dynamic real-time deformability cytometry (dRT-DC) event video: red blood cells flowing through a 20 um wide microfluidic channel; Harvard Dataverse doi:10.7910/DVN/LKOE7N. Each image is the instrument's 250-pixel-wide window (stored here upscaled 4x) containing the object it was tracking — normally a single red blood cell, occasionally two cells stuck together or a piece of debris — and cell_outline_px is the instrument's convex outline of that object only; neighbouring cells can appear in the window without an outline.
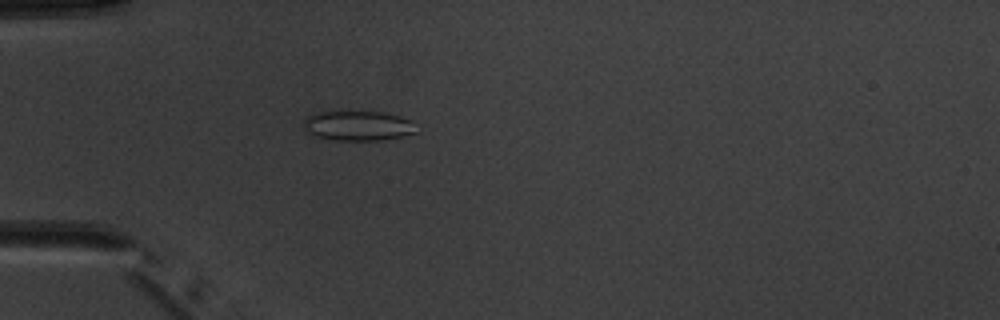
{"species": "common noctule bat (a hibernating species)", "species_latin": "Nyctalus noctula", "temperature_condition": "warm", "stored_images_in_passage": 4, "camera_frame_rate_fps": 3000, "um_per_image_px": 0.085, "animal": {"sex": "male", "body_mass_g": 20.1, "forearm_length_mm": 53.5}, "frame": {"image": 1, "passage_image": 4, "time_ms": 3.667, "image_size_px": [1000, 320], "cell_outline_px": [[416, 132], [400, 136], [380, 140], [336, 140], [316, 136], [308, 132], [304, 128], [304, 116], [312, 112], [384, 112], [400, 116], [412, 120]], "centroid_in_image_um": [30.39, 10.67], "position_along_channel_um": 54.6, "area_um2": 19.48}}